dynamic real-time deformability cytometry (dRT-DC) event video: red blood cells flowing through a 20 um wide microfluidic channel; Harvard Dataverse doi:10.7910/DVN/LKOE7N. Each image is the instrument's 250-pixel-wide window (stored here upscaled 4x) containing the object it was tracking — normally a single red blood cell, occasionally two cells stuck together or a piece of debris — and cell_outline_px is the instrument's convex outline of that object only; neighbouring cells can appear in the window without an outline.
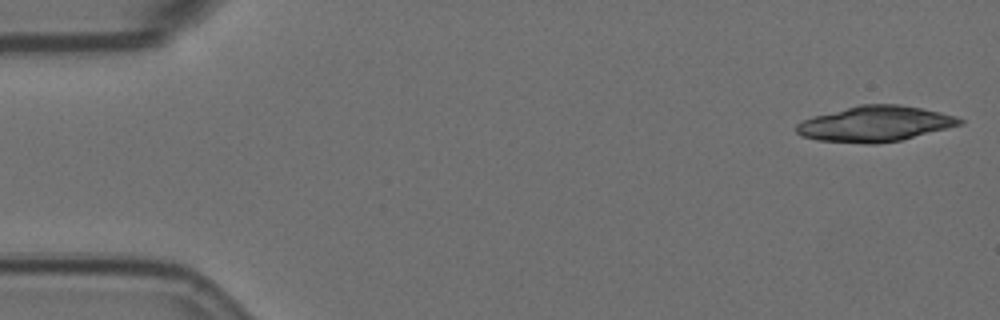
{"species": "Egyptian fruit bat (a non-hibernating species)", "species_latin": "Rousettus aegyptiacus", "temperature_condition": "room temperature", "stored_images_in_passage": 27, "camera_frame_rate_fps": 3000, "um_per_image_px": 0.085, "animal": {"sex": "female"}, "frame": {"image": 1, "passage_image": 1, "time_ms": 0.0, "image_size_px": [1000, 320], "cell_outline_px": [[964, 124], [900, 140], [876, 144], [864, 144], [816, 140], [800, 136], [796, 132], [796, 124], [812, 116], [860, 104], [900, 104], [940, 112], [956, 116], [964, 120]], "centroid_in_image_um": [74.37, 10.53], "position_along_channel_um": 10.6, "area_um2": 33.93}}